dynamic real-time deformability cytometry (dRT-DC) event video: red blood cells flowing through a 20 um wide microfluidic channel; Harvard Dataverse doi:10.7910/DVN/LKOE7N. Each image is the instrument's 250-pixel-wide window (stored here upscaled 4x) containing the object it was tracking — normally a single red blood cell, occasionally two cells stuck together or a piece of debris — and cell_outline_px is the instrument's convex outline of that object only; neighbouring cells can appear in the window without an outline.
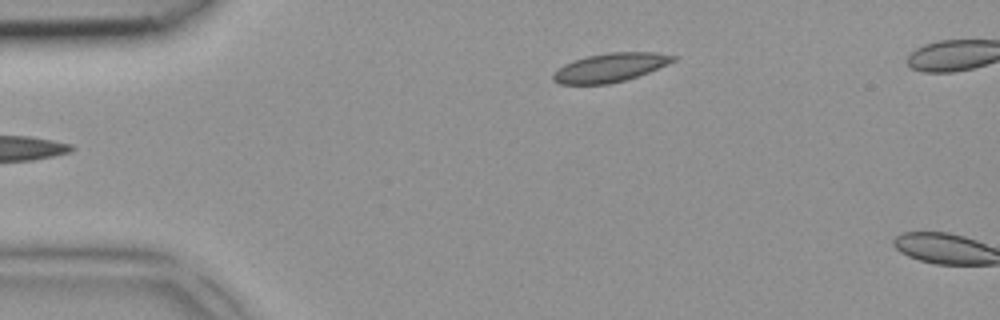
{"species": "common noctule bat (a hibernating species)", "species_latin": "Nyctalus noctula", "temperature_condition": "room temperature", "stored_images_in_passage": 2, "camera_frame_rate_fps": 3000, "um_per_image_px": 0.085, "animal": {"sex": "female", "body_mass_g": 18.4}, "frame": {"image": 1, "passage_image": 2, "time_ms": 0.333, "image_size_px": [1000, 320], "cell_outline_px": [[676, 60], [668, 64], [648, 72], [624, 80], [608, 84], [560, 84], [552, 80], [552, 76], [564, 64], [588, 56], [608, 52], [656, 52], [676, 56]], "centroid_in_image_um": [51.88, 5.73], "position_along_channel_um": 33.1, "area_um2": 19.83}}